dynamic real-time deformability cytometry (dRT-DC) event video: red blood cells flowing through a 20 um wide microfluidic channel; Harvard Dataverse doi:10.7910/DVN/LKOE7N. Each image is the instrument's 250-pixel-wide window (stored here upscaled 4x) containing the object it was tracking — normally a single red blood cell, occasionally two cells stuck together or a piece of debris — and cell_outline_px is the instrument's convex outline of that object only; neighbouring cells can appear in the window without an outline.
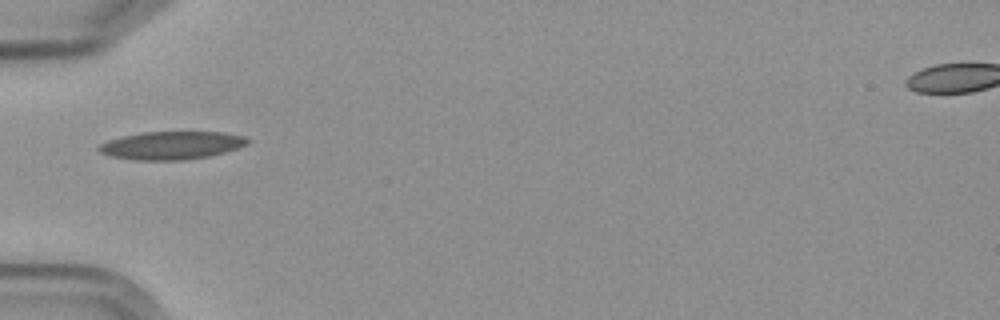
{"species": "Egyptian fruit bat (a non-hibernating species)", "species_latin": "Rousettus aegyptiacus", "temperature_condition": "cold", "stored_images_in_passage": 3, "camera_frame_rate_fps": 3000, "um_per_image_px": 0.085, "frame": {"image": 1, "passage_image": 1, "time_ms": 0.0, "image_size_px": [1000, 320], "cell_outline_px": [[252, 140], [248, 144], [224, 152], [208, 156], [184, 160], [132, 160], [108, 156], [100, 152], [96, 148], [100, 144], [108, 140], [140, 132], [224, 132], [244, 136]], "centroid_in_image_um": [14.56, 12.36], "position_along_channel_um": 70.4, "area_um2": 24.39}}
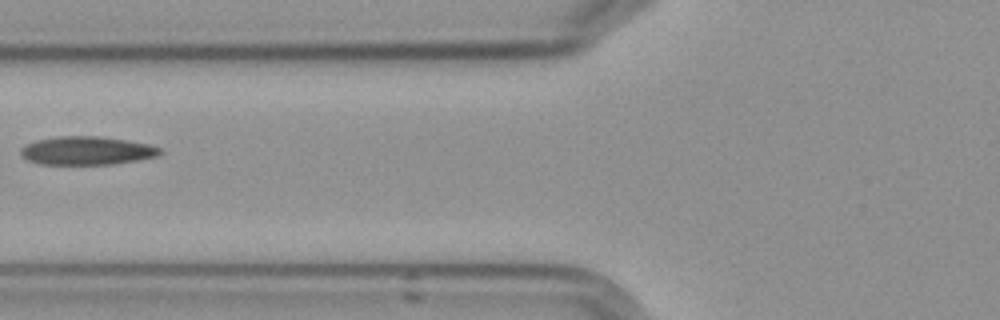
{"frame": {"image": 2, "passage_image": 2, "time_ms": 1.333, "image_size_px": [1000, 320], "cell_outline_px": [[164, 152], [160, 156], [112, 164], [44, 164], [28, 160], [20, 152], [20, 148], [24, 144], [36, 140], [56, 136], [100, 136], [148, 144], [160, 148]], "centroid_in_image_um": [7.38, 12.8], "position_along_channel_um": 118.4, "area_um2": 23.0}}
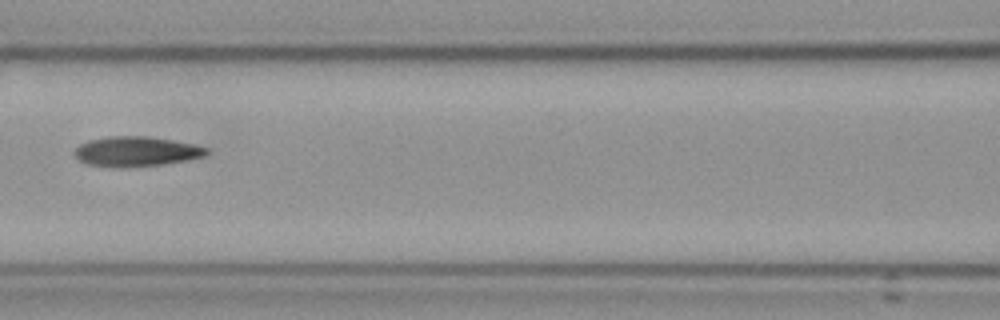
{"frame": {"image": 3, "passage_image": 3, "time_ms": 2.333, "image_size_px": [1000, 320], "cell_outline_px": [[208, 152], [204, 156], [188, 160], [164, 164], [124, 168], [112, 168], [88, 164], [80, 160], [72, 152], [80, 144], [88, 140], [108, 136], [144, 136], [172, 140], [192, 144], [208, 148]], "centroid_in_image_um": [11.54, 12.89], "position_along_channel_um": 155.1, "area_um2": 23.12}}